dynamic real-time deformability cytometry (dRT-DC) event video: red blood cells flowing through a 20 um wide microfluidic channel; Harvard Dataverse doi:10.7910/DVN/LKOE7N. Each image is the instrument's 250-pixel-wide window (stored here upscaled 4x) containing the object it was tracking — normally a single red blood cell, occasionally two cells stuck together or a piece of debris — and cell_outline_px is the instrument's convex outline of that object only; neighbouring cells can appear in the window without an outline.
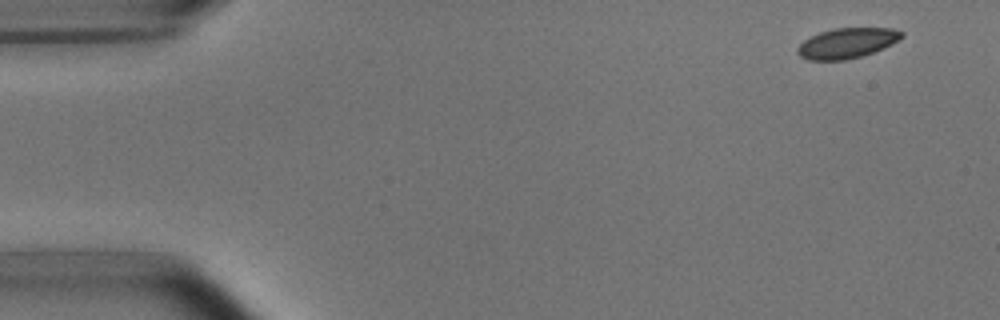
{"species": "common noctule bat (a hibernating species)", "species_latin": "Nyctalus noctula", "temperature_condition": "room temperature", "stored_images_in_passage": 8, "camera_frame_rate_fps": 3000, "um_per_image_px": 0.085, "animal": {"sex": "male", "body_mass_g": 15.6}, "frame": {"image": 1, "passage_image": 1, "time_ms": 0.0, "image_size_px": [1000, 320], "cell_outline_px": [[904, 36], [892, 44], [884, 48], [860, 56], [844, 60], [808, 60], [800, 56], [796, 52], [796, 48], [804, 40], [820, 32], [832, 28], [892, 28], [904, 32]], "centroid_in_image_um": [71.99, 3.66], "position_along_channel_um": 13.0, "area_um2": 18.32}}
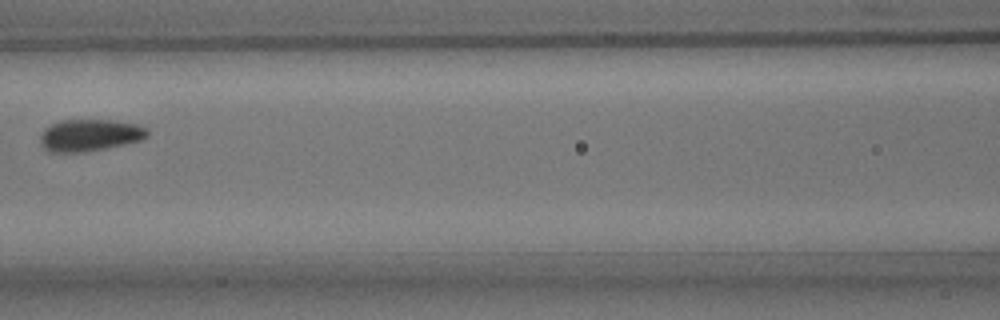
{"frame": {"image": 2, "passage_image": 7, "time_ms": 7.0, "image_size_px": [1000, 320], "cell_outline_px": [[148, 136], [140, 140], [124, 144], [84, 152], [48, 152], [40, 144], [40, 136], [44, 128], [60, 120], [116, 120], [136, 124], [148, 128]], "centroid_in_image_um": [7.61, 11.48], "position_along_channel_um": 159.0, "area_um2": 20.0}}
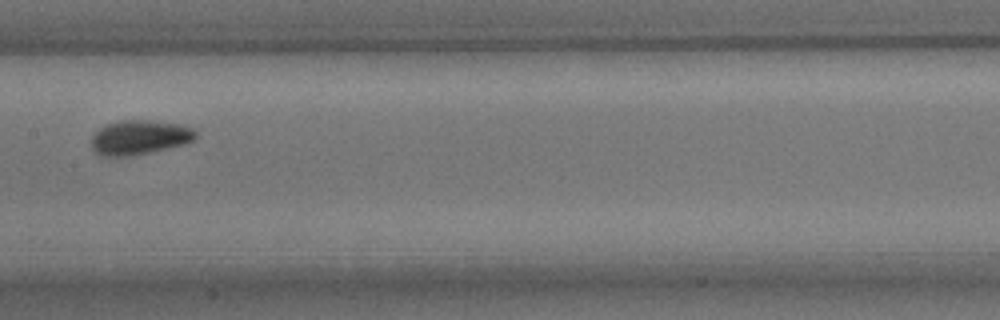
{"frame": {"image": 3, "passage_image": 8, "time_ms": 8.0, "image_size_px": [1000, 320], "cell_outline_px": [[196, 136], [192, 140], [184, 144], [148, 152], [128, 156], [104, 156], [96, 152], [92, 148], [92, 136], [104, 124], [120, 120], [148, 120], [180, 124], [192, 128], [196, 132]], "centroid_in_image_um": [11.84, 11.66], "position_along_channel_um": 195.6, "area_um2": 20.69}}